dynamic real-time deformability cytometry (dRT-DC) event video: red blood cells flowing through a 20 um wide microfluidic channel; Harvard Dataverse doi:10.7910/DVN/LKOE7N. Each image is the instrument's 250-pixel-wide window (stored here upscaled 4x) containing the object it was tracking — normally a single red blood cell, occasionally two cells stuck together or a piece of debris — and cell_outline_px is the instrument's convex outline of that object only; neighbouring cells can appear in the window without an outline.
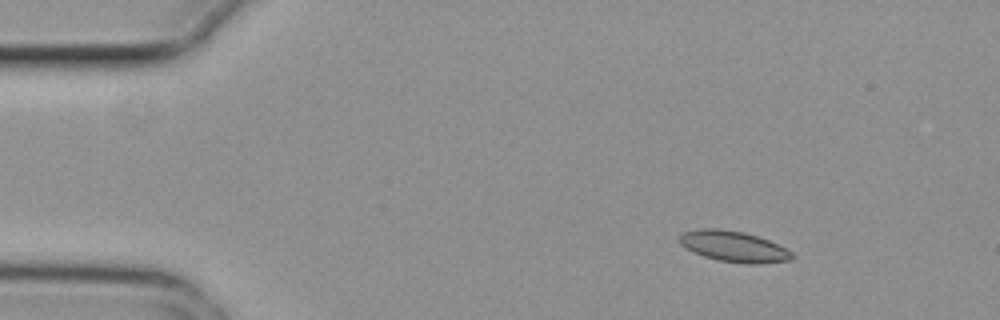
{"species": "common noctule bat (a hibernating species)", "species_latin": "Nyctalus noctula", "temperature_condition": "cold", "stored_images_in_passage": 5, "camera_frame_rate_fps": 3000, "um_per_image_px": 0.085, "animal": {"sex": "female", "body_mass_g": 29.2, "forearm_length_mm": 56.3}, "frame": {"image": 1, "passage_image": 1, "time_ms": 0.0, "image_size_px": [1000, 320], "cell_outline_px": [[796, 256], [792, 260], [760, 264], [748, 264], [720, 260], [704, 256], [692, 252], [680, 244], [680, 236], [684, 232], [700, 228], [720, 228], [744, 232], [768, 240], [792, 252]], "centroid_in_image_um": [62.38, 20.95], "position_along_channel_um": 22.6, "area_um2": 20.17}}
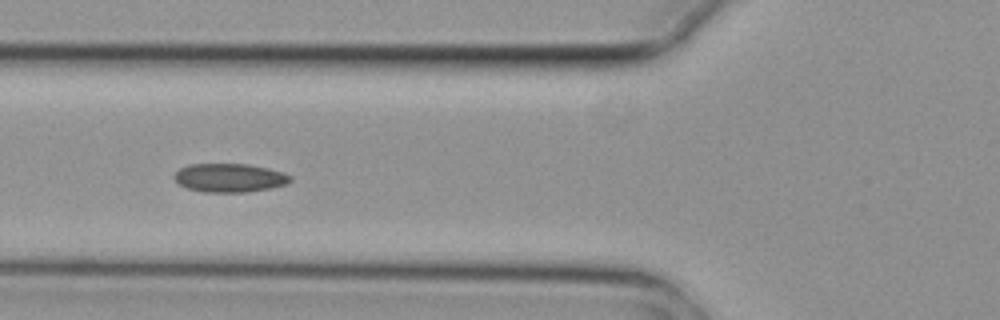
{"frame": {"image": 2, "passage_image": 4, "time_ms": 1.0, "image_size_px": [1000, 320], "cell_outline_px": [[292, 180], [288, 184], [268, 188], [244, 192], [204, 192], [188, 188], [180, 184], [172, 176], [180, 168], [188, 164], [248, 164], [268, 168], [284, 172], [292, 176]], "centroid_in_image_um": [19.53, 15.1], "position_along_channel_um": 106.3, "area_um2": 19.36}}
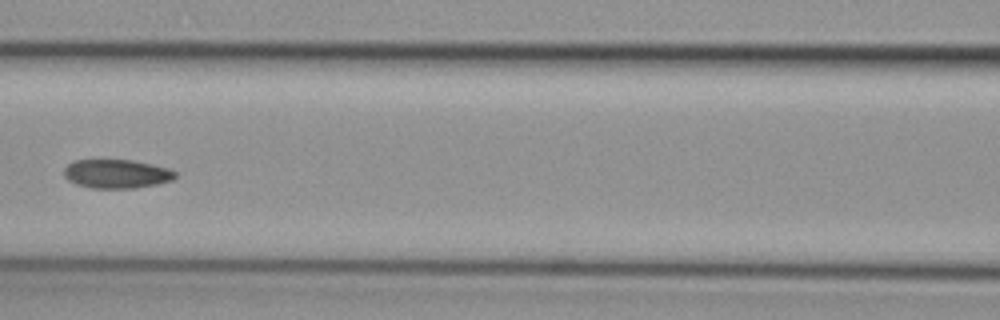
{"frame": {"image": 3, "passage_image": 5, "time_ms": 1.333, "image_size_px": [1000, 320], "cell_outline_px": [[176, 176], [172, 180], [156, 184], [136, 188], [92, 188], [76, 184], [68, 180], [64, 176], [64, 168], [72, 160], [132, 160], [152, 164], [168, 168], [176, 172]], "centroid_in_image_um": [9.89, 14.77], "position_along_channel_um": 156.7, "area_um2": 18.73}}